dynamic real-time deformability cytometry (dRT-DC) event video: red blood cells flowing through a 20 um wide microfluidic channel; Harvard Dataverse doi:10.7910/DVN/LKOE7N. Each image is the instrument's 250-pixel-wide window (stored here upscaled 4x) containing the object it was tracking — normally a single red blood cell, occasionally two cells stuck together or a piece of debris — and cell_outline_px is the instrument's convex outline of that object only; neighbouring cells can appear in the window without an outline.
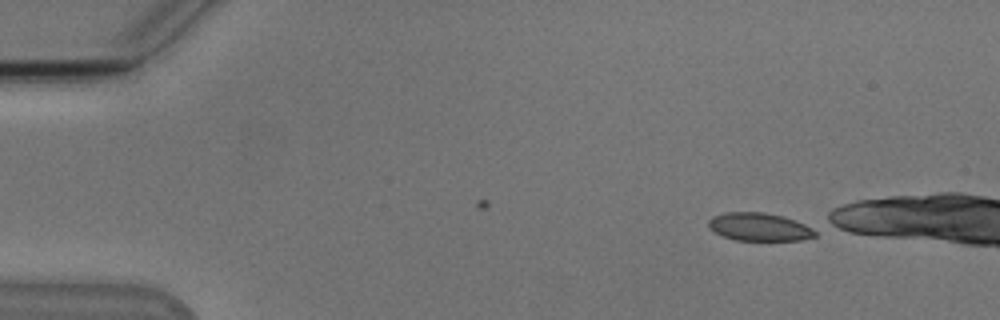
{"species": "Egyptian fruit bat (a non-hibernating species)", "species_latin": "Rousettus aegyptiacus", "temperature_condition": "cold", "stored_images_in_passage": 4, "camera_frame_rate_fps": 3000, "um_per_image_px": 0.085, "animal": {"sex": "male"}, "frame": {"image": 1, "passage_image": 4, "time_ms": 1.0, "image_size_px": [1000, 320], "cell_outline_px": [[816, 236], [800, 240], [736, 240], [724, 236], [708, 228], [708, 220], [712, 216], [724, 212], [764, 212], [784, 216], [796, 220], [812, 228], [816, 232]], "centroid_in_image_um": [64.52, 19.27], "position_along_channel_um": 20.5, "area_um2": 17.46}}